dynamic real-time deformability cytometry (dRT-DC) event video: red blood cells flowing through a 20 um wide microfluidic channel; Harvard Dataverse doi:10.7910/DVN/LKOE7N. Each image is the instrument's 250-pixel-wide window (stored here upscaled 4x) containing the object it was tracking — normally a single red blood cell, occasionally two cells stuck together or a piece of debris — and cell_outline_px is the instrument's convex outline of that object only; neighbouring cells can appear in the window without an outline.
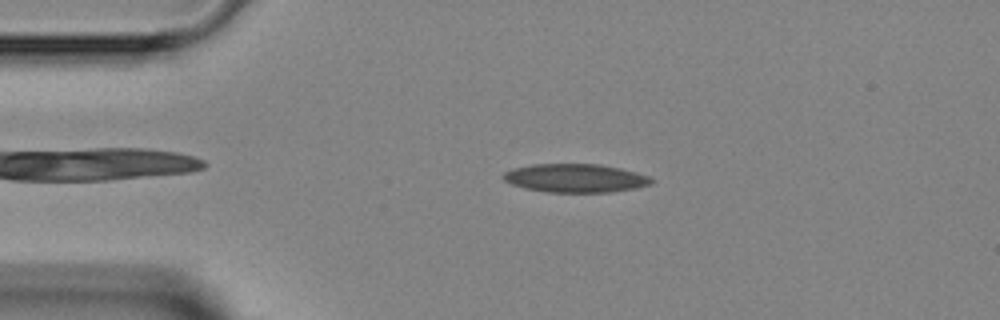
{"species": "Egyptian fruit bat (a non-hibernating species)", "species_latin": "Rousettus aegyptiacus", "temperature_condition": "room temperature", "stored_images_in_passage": 2, "camera_frame_rate_fps": 3000, "um_per_image_px": 0.085, "animal": {"sex": "female"}, "frame": {"image": 1, "passage_image": 1, "time_ms": 0.0, "image_size_px": [1000, 320], "cell_outline_px": [[656, 180], [652, 184], [636, 188], [608, 192], [548, 192], [524, 188], [512, 184], [504, 180], [500, 176], [504, 172], [516, 168], [532, 164], [600, 164], [620, 168], [652, 176]], "centroid_in_image_um": [48.95, 15.14], "position_along_channel_um": 36.0, "area_um2": 24.74}}